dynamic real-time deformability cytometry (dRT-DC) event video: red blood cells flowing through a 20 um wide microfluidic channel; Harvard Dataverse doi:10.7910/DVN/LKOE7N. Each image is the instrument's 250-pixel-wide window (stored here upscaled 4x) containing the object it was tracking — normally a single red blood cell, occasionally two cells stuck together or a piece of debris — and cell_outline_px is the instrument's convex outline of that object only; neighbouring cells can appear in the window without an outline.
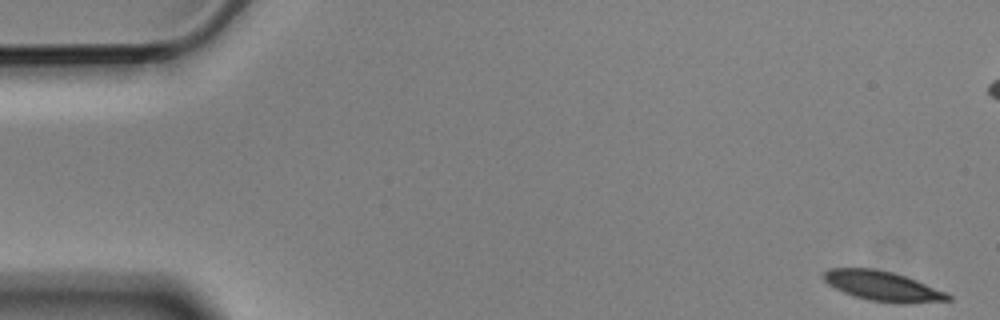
{"species": "Egyptian fruit bat (a non-hibernating species)", "species_latin": "Rousettus aegyptiacus", "temperature_condition": "cold", "stored_images_in_passage": 6, "camera_frame_rate_fps": 3000, "um_per_image_px": 0.085, "animal": {"sex": "male"}, "frame": {"image": 1, "passage_image": 1, "time_ms": 0.0, "image_size_px": [1000, 320], "cell_outline_px": [[952, 300], [904, 304], [896, 304], [868, 300], [844, 292], [828, 284], [820, 276], [828, 268], [876, 268], [892, 272], [916, 280], [944, 292], [952, 296]], "centroid_in_image_um": [75.0, 24.32], "position_along_channel_um": 10.0, "area_um2": 21.62}}
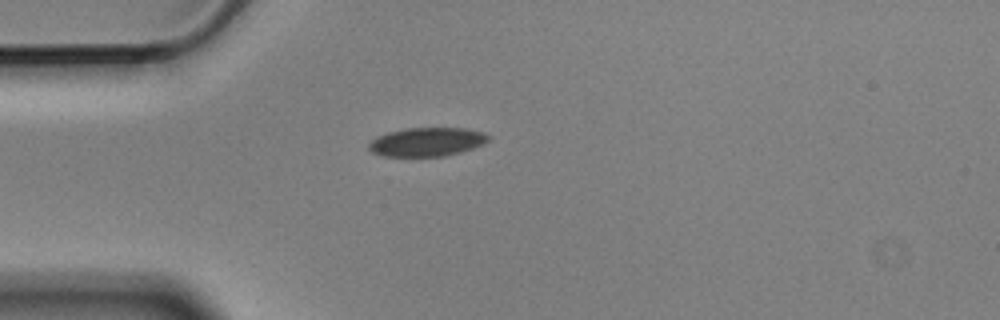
{"frame": {"image": 2, "passage_image": 6, "time_ms": 1.667, "image_size_px": [1000, 320], "cell_outline_px": [[492, 136], [484, 144], [460, 152], [444, 156], [384, 156], [372, 152], [368, 148], [368, 144], [376, 136], [388, 132], [408, 128], [464, 128], [484, 132]], "centroid_in_image_um": [36.3, 12.05], "position_along_channel_um": 48.7, "area_um2": 20.06}}